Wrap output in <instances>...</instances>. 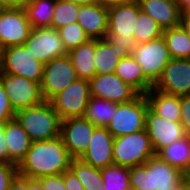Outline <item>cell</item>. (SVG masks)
Wrapping results in <instances>:
<instances>
[{
	"label": "cell",
	"mask_w": 190,
	"mask_h": 190,
	"mask_svg": "<svg viewBox=\"0 0 190 190\" xmlns=\"http://www.w3.org/2000/svg\"><path fill=\"white\" fill-rule=\"evenodd\" d=\"M72 159L61 136L32 142L25 158L17 166L18 174L30 179L63 174L69 170Z\"/></svg>",
	"instance_id": "cell-1"
},
{
	"label": "cell",
	"mask_w": 190,
	"mask_h": 190,
	"mask_svg": "<svg viewBox=\"0 0 190 190\" xmlns=\"http://www.w3.org/2000/svg\"><path fill=\"white\" fill-rule=\"evenodd\" d=\"M186 177L156 155L143 165L129 167L130 187L138 190H176Z\"/></svg>",
	"instance_id": "cell-2"
},
{
	"label": "cell",
	"mask_w": 190,
	"mask_h": 190,
	"mask_svg": "<svg viewBox=\"0 0 190 190\" xmlns=\"http://www.w3.org/2000/svg\"><path fill=\"white\" fill-rule=\"evenodd\" d=\"M14 119L21 125L32 142L50 140L60 136L61 118L49 101L17 110Z\"/></svg>",
	"instance_id": "cell-3"
},
{
	"label": "cell",
	"mask_w": 190,
	"mask_h": 190,
	"mask_svg": "<svg viewBox=\"0 0 190 190\" xmlns=\"http://www.w3.org/2000/svg\"><path fill=\"white\" fill-rule=\"evenodd\" d=\"M155 155L145 129L116 137L113 140V161L115 165L126 167L143 165Z\"/></svg>",
	"instance_id": "cell-4"
},
{
	"label": "cell",
	"mask_w": 190,
	"mask_h": 190,
	"mask_svg": "<svg viewBox=\"0 0 190 190\" xmlns=\"http://www.w3.org/2000/svg\"><path fill=\"white\" fill-rule=\"evenodd\" d=\"M148 107L144 94H139L130 102L120 103L106 128L114 138L144 130Z\"/></svg>",
	"instance_id": "cell-5"
},
{
	"label": "cell",
	"mask_w": 190,
	"mask_h": 190,
	"mask_svg": "<svg viewBox=\"0 0 190 190\" xmlns=\"http://www.w3.org/2000/svg\"><path fill=\"white\" fill-rule=\"evenodd\" d=\"M90 94L89 80L77 78L64 90L54 95L50 104L61 120L83 117Z\"/></svg>",
	"instance_id": "cell-6"
},
{
	"label": "cell",
	"mask_w": 190,
	"mask_h": 190,
	"mask_svg": "<svg viewBox=\"0 0 190 190\" xmlns=\"http://www.w3.org/2000/svg\"><path fill=\"white\" fill-rule=\"evenodd\" d=\"M131 55L142 67L145 77L153 85L159 80L164 68L171 60L163 36L149 42L137 44Z\"/></svg>",
	"instance_id": "cell-7"
},
{
	"label": "cell",
	"mask_w": 190,
	"mask_h": 190,
	"mask_svg": "<svg viewBox=\"0 0 190 190\" xmlns=\"http://www.w3.org/2000/svg\"><path fill=\"white\" fill-rule=\"evenodd\" d=\"M76 79L77 75L68 54L56 57L44 64L40 83L44 101H49Z\"/></svg>",
	"instance_id": "cell-8"
},
{
	"label": "cell",
	"mask_w": 190,
	"mask_h": 190,
	"mask_svg": "<svg viewBox=\"0 0 190 190\" xmlns=\"http://www.w3.org/2000/svg\"><path fill=\"white\" fill-rule=\"evenodd\" d=\"M0 81L15 112L37 106L44 101L39 83L1 71Z\"/></svg>",
	"instance_id": "cell-9"
},
{
	"label": "cell",
	"mask_w": 190,
	"mask_h": 190,
	"mask_svg": "<svg viewBox=\"0 0 190 190\" xmlns=\"http://www.w3.org/2000/svg\"><path fill=\"white\" fill-rule=\"evenodd\" d=\"M43 66L44 64L34 59L24 45L10 46L3 49L1 72L25 77L40 84Z\"/></svg>",
	"instance_id": "cell-10"
},
{
	"label": "cell",
	"mask_w": 190,
	"mask_h": 190,
	"mask_svg": "<svg viewBox=\"0 0 190 190\" xmlns=\"http://www.w3.org/2000/svg\"><path fill=\"white\" fill-rule=\"evenodd\" d=\"M34 59L46 64L56 57L68 54L63 41L54 28H32L23 44Z\"/></svg>",
	"instance_id": "cell-11"
},
{
	"label": "cell",
	"mask_w": 190,
	"mask_h": 190,
	"mask_svg": "<svg viewBox=\"0 0 190 190\" xmlns=\"http://www.w3.org/2000/svg\"><path fill=\"white\" fill-rule=\"evenodd\" d=\"M32 30L23 8H1L0 44L4 48L23 45Z\"/></svg>",
	"instance_id": "cell-12"
},
{
	"label": "cell",
	"mask_w": 190,
	"mask_h": 190,
	"mask_svg": "<svg viewBox=\"0 0 190 190\" xmlns=\"http://www.w3.org/2000/svg\"><path fill=\"white\" fill-rule=\"evenodd\" d=\"M145 130L148 133L155 154L162 148L187 136L180 122L161 117L149 107L145 115Z\"/></svg>",
	"instance_id": "cell-13"
},
{
	"label": "cell",
	"mask_w": 190,
	"mask_h": 190,
	"mask_svg": "<svg viewBox=\"0 0 190 190\" xmlns=\"http://www.w3.org/2000/svg\"><path fill=\"white\" fill-rule=\"evenodd\" d=\"M95 127L84 117L61 120L60 136L73 159H79L87 150Z\"/></svg>",
	"instance_id": "cell-14"
},
{
	"label": "cell",
	"mask_w": 190,
	"mask_h": 190,
	"mask_svg": "<svg viewBox=\"0 0 190 190\" xmlns=\"http://www.w3.org/2000/svg\"><path fill=\"white\" fill-rule=\"evenodd\" d=\"M153 88L169 95H190V59H171Z\"/></svg>",
	"instance_id": "cell-15"
},
{
	"label": "cell",
	"mask_w": 190,
	"mask_h": 190,
	"mask_svg": "<svg viewBox=\"0 0 190 190\" xmlns=\"http://www.w3.org/2000/svg\"><path fill=\"white\" fill-rule=\"evenodd\" d=\"M91 96L103 98L114 103H127L139 93L129 84L124 83L115 73L95 75L89 80Z\"/></svg>",
	"instance_id": "cell-16"
},
{
	"label": "cell",
	"mask_w": 190,
	"mask_h": 190,
	"mask_svg": "<svg viewBox=\"0 0 190 190\" xmlns=\"http://www.w3.org/2000/svg\"><path fill=\"white\" fill-rule=\"evenodd\" d=\"M113 140L106 127H95L88 148L79 159L98 169L113 165Z\"/></svg>",
	"instance_id": "cell-17"
},
{
	"label": "cell",
	"mask_w": 190,
	"mask_h": 190,
	"mask_svg": "<svg viewBox=\"0 0 190 190\" xmlns=\"http://www.w3.org/2000/svg\"><path fill=\"white\" fill-rule=\"evenodd\" d=\"M77 23L89 39H105L108 30V8L95 2L79 4Z\"/></svg>",
	"instance_id": "cell-18"
},
{
	"label": "cell",
	"mask_w": 190,
	"mask_h": 190,
	"mask_svg": "<svg viewBox=\"0 0 190 190\" xmlns=\"http://www.w3.org/2000/svg\"><path fill=\"white\" fill-rule=\"evenodd\" d=\"M140 10L150 15L164 31L180 26V10L176 0H136Z\"/></svg>",
	"instance_id": "cell-19"
},
{
	"label": "cell",
	"mask_w": 190,
	"mask_h": 190,
	"mask_svg": "<svg viewBox=\"0 0 190 190\" xmlns=\"http://www.w3.org/2000/svg\"><path fill=\"white\" fill-rule=\"evenodd\" d=\"M140 7L136 0L108 8L107 33H119L120 37L133 36Z\"/></svg>",
	"instance_id": "cell-20"
},
{
	"label": "cell",
	"mask_w": 190,
	"mask_h": 190,
	"mask_svg": "<svg viewBox=\"0 0 190 190\" xmlns=\"http://www.w3.org/2000/svg\"><path fill=\"white\" fill-rule=\"evenodd\" d=\"M4 135L8 149V162L18 166L25 158L32 141L15 119L4 123Z\"/></svg>",
	"instance_id": "cell-21"
},
{
	"label": "cell",
	"mask_w": 190,
	"mask_h": 190,
	"mask_svg": "<svg viewBox=\"0 0 190 190\" xmlns=\"http://www.w3.org/2000/svg\"><path fill=\"white\" fill-rule=\"evenodd\" d=\"M128 55L124 49H119L116 43L109 42L106 38L95 39V74H113L120 59Z\"/></svg>",
	"instance_id": "cell-22"
},
{
	"label": "cell",
	"mask_w": 190,
	"mask_h": 190,
	"mask_svg": "<svg viewBox=\"0 0 190 190\" xmlns=\"http://www.w3.org/2000/svg\"><path fill=\"white\" fill-rule=\"evenodd\" d=\"M124 83L129 84L139 94H146L153 88V84L145 77L142 67L128 55L121 58L114 72Z\"/></svg>",
	"instance_id": "cell-23"
},
{
	"label": "cell",
	"mask_w": 190,
	"mask_h": 190,
	"mask_svg": "<svg viewBox=\"0 0 190 190\" xmlns=\"http://www.w3.org/2000/svg\"><path fill=\"white\" fill-rule=\"evenodd\" d=\"M149 108L157 115L171 121L180 122L181 96L162 93L154 88L146 94Z\"/></svg>",
	"instance_id": "cell-24"
},
{
	"label": "cell",
	"mask_w": 190,
	"mask_h": 190,
	"mask_svg": "<svg viewBox=\"0 0 190 190\" xmlns=\"http://www.w3.org/2000/svg\"><path fill=\"white\" fill-rule=\"evenodd\" d=\"M94 55L95 39H89L87 42L68 52L77 78L90 80L96 75Z\"/></svg>",
	"instance_id": "cell-25"
},
{
	"label": "cell",
	"mask_w": 190,
	"mask_h": 190,
	"mask_svg": "<svg viewBox=\"0 0 190 190\" xmlns=\"http://www.w3.org/2000/svg\"><path fill=\"white\" fill-rule=\"evenodd\" d=\"M156 156L171 166L181 170L187 176H190L189 136H185L184 138L171 143L169 146L162 148Z\"/></svg>",
	"instance_id": "cell-26"
},
{
	"label": "cell",
	"mask_w": 190,
	"mask_h": 190,
	"mask_svg": "<svg viewBox=\"0 0 190 190\" xmlns=\"http://www.w3.org/2000/svg\"><path fill=\"white\" fill-rule=\"evenodd\" d=\"M118 103L91 96L83 117L96 127H107L115 115Z\"/></svg>",
	"instance_id": "cell-27"
},
{
	"label": "cell",
	"mask_w": 190,
	"mask_h": 190,
	"mask_svg": "<svg viewBox=\"0 0 190 190\" xmlns=\"http://www.w3.org/2000/svg\"><path fill=\"white\" fill-rule=\"evenodd\" d=\"M56 0H29L24 6L27 19L32 28H49Z\"/></svg>",
	"instance_id": "cell-28"
},
{
	"label": "cell",
	"mask_w": 190,
	"mask_h": 190,
	"mask_svg": "<svg viewBox=\"0 0 190 190\" xmlns=\"http://www.w3.org/2000/svg\"><path fill=\"white\" fill-rule=\"evenodd\" d=\"M162 36L171 59H190V37L181 26L164 30Z\"/></svg>",
	"instance_id": "cell-29"
},
{
	"label": "cell",
	"mask_w": 190,
	"mask_h": 190,
	"mask_svg": "<svg viewBox=\"0 0 190 190\" xmlns=\"http://www.w3.org/2000/svg\"><path fill=\"white\" fill-rule=\"evenodd\" d=\"M82 183L85 190H104L101 171L80 159H72L69 168Z\"/></svg>",
	"instance_id": "cell-30"
},
{
	"label": "cell",
	"mask_w": 190,
	"mask_h": 190,
	"mask_svg": "<svg viewBox=\"0 0 190 190\" xmlns=\"http://www.w3.org/2000/svg\"><path fill=\"white\" fill-rule=\"evenodd\" d=\"M162 34L163 30L159 27L157 22L150 15L140 10L135 22L133 33V37L137 44H142L160 38Z\"/></svg>",
	"instance_id": "cell-31"
},
{
	"label": "cell",
	"mask_w": 190,
	"mask_h": 190,
	"mask_svg": "<svg viewBox=\"0 0 190 190\" xmlns=\"http://www.w3.org/2000/svg\"><path fill=\"white\" fill-rule=\"evenodd\" d=\"M100 171L104 190H126L130 187L129 167L113 164Z\"/></svg>",
	"instance_id": "cell-32"
},
{
	"label": "cell",
	"mask_w": 190,
	"mask_h": 190,
	"mask_svg": "<svg viewBox=\"0 0 190 190\" xmlns=\"http://www.w3.org/2000/svg\"><path fill=\"white\" fill-rule=\"evenodd\" d=\"M79 12V4L56 0L51 28L59 29L69 23L77 22V14Z\"/></svg>",
	"instance_id": "cell-33"
},
{
	"label": "cell",
	"mask_w": 190,
	"mask_h": 190,
	"mask_svg": "<svg viewBox=\"0 0 190 190\" xmlns=\"http://www.w3.org/2000/svg\"><path fill=\"white\" fill-rule=\"evenodd\" d=\"M67 52L89 40L83 28L77 23H69L57 29Z\"/></svg>",
	"instance_id": "cell-34"
},
{
	"label": "cell",
	"mask_w": 190,
	"mask_h": 190,
	"mask_svg": "<svg viewBox=\"0 0 190 190\" xmlns=\"http://www.w3.org/2000/svg\"><path fill=\"white\" fill-rule=\"evenodd\" d=\"M17 174L18 167L16 164L0 161V190H8Z\"/></svg>",
	"instance_id": "cell-35"
},
{
	"label": "cell",
	"mask_w": 190,
	"mask_h": 190,
	"mask_svg": "<svg viewBox=\"0 0 190 190\" xmlns=\"http://www.w3.org/2000/svg\"><path fill=\"white\" fill-rule=\"evenodd\" d=\"M15 111L11 107L7 94L0 81V123L4 124L14 119Z\"/></svg>",
	"instance_id": "cell-36"
},
{
	"label": "cell",
	"mask_w": 190,
	"mask_h": 190,
	"mask_svg": "<svg viewBox=\"0 0 190 190\" xmlns=\"http://www.w3.org/2000/svg\"><path fill=\"white\" fill-rule=\"evenodd\" d=\"M106 39L109 42L116 43V47L119 49H124L129 55L135 50L137 42L133 36H128V38L120 37L119 33H107Z\"/></svg>",
	"instance_id": "cell-37"
},
{
	"label": "cell",
	"mask_w": 190,
	"mask_h": 190,
	"mask_svg": "<svg viewBox=\"0 0 190 190\" xmlns=\"http://www.w3.org/2000/svg\"><path fill=\"white\" fill-rule=\"evenodd\" d=\"M44 190H67L63 174L50 175L37 179Z\"/></svg>",
	"instance_id": "cell-38"
},
{
	"label": "cell",
	"mask_w": 190,
	"mask_h": 190,
	"mask_svg": "<svg viewBox=\"0 0 190 190\" xmlns=\"http://www.w3.org/2000/svg\"><path fill=\"white\" fill-rule=\"evenodd\" d=\"M181 120L185 134L190 137V95L181 96Z\"/></svg>",
	"instance_id": "cell-39"
},
{
	"label": "cell",
	"mask_w": 190,
	"mask_h": 190,
	"mask_svg": "<svg viewBox=\"0 0 190 190\" xmlns=\"http://www.w3.org/2000/svg\"><path fill=\"white\" fill-rule=\"evenodd\" d=\"M63 181L67 190H85L82 183L70 169L63 173Z\"/></svg>",
	"instance_id": "cell-40"
},
{
	"label": "cell",
	"mask_w": 190,
	"mask_h": 190,
	"mask_svg": "<svg viewBox=\"0 0 190 190\" xmlns=\"http://www.w3.org/2000/svg\"><path fill=\"white\" fill-rule=\"evenodd\" d=\"M8 190H28V177L17 174Z\"/></svg>",
	"instance_id": "cell-41"
},
{
	"label": "cell",
	"mask_w": 190,
	"mask_h": 190,
	"mask_svg": "<svg viewBox=\"0 0 190 190\" xmlns=\"http://www.w3.org/2000/svg\"><path fill=\"white\" fill-rule=\"evenodd\" d=\"M0 161L8 162V149L4 135V124L0 123Z\"/></svg>",
	"instance_id": "cell-42"
},
{
	"label": "cell",
	"mask_w": 190,
	"mask_h": 190,
	"mask_svg": "<svg viewBox=\"0 0 190 190\" xmlns=\"http://www.w3.org/2000/svg\"><path fill=\"white\" fill-rule=\"evenodd\" d=\"M29 0H0L1 8H24Z\"/></svg>",
	"instance_id": "cell-43"
},
{
	"label": "cell",
	"mask_w": 190,
	"mask_h": 190,
	"mask_svg": "<svg viewBox=\"0 0 190 190\" xmlns=\"http://www.w3.org/2000/svg\"><path fill=\"white\" fill-rule=\"evenodd\" d=\"M180 26L190 37V10L181 12L180 14Z\"/></svg>",
	"instance_id": "cell-44"
},
{
	"label": "cell",
	"mask_w": 190,
	"mask_h": 190,
	"mask_svg": "<svg viewBox=\"0 0 190 190\" xmlns=\"http://www.w3.org/2000/svg\"><path fill=\"white\" fill-rule=\"evenodd\" d=\"M130 0H93V2H95L96 4L101 5L102 7L105 8H111L114 6H118L121 4H125L127 2H129Z\"/></svg>",
	"instance_id": "cell-45"
},
{
	"label": "cell",
	"mask_w": 190,
	"mask_h": 190,
	"mask_svg": "<svg viewBox=\"0 0 190 190\" xmlns=\"http://www.w3.org/2000/svg\"><path fill=\"white\" fill-rule=\"evenodd\" d=\"M28 190H44L37 179L28 178Z\"/></svg>",
	"instance_id": "cell-46"
},
{
	"label": "cell",
	"mask_w": 190,
	"mask_h": 190,
	"mask_svg": "<svg viewBox=\"0 0 190 190\" xmlns=\"http://www.w3.org/2000/svg\"><path fill=\"white\" fill-rule=\"evenodd\" d=\"M179 6L180 12L190 10V0H176Z\"/></svg>",
	"instance_id": "cell-47"
},
{
	"label": "cell",
	"mask_w": 190,
	"mask_h": 190,
	"mask_svg": "<svg viewBox=\"0 0 190 190\" xmlns=\"http://www.w3.org/2000/svg\"><path fill=\"white\" fill-rule=\"evenodd\" d=\"M176 190H190V176H187L177 187Z\"/></svg>",
	"instance_id": "cell-48"
},
{
	"label": "cell",
	"mask_w": 190,
	"mask_h": 190,
	"mask_svg": "<svg viewBox=\"0 0 190 190\" xmlns=\"http://www.w3.org/2000/svg\"><path fill=\"white\" fill-rule=\"evenodd\" d=\"M62 1H68V2H73V3H78V4H88V3L93 2V0H62Z\"/></svg>",
	"instance_id": "cell-49"
},
{
	"label": "cell",
	"mask_w": 190,
	"mask_h": 190,
	"mask_svg": "<svg viewBox=\"0 0 190 190\" xmlns=\"http://www.w3.org/2000/svg\"><path fill=\"white\" fill-rule=\"evenodd\" d=\"M2 55H3V47L0 44V67H1V64H2Z\"/></svg>",
	"instance_id": "cell-50"
},
{
	"label": "cell",
	"mask_w": 190,
	"mask_h": 190,
	"mask_svg": "<svg viewBox=\"0 0 190 190\" xmlns=\"http://www.w3.org/2000/svg\"><path fill=\"white\" fill-rule=\"evenodd\" d=\"M126 190H138V189H135V188L129 187V188L126 189Z\"/></svg>",
	"instance_id": "cell-51"
}]
</instances>
